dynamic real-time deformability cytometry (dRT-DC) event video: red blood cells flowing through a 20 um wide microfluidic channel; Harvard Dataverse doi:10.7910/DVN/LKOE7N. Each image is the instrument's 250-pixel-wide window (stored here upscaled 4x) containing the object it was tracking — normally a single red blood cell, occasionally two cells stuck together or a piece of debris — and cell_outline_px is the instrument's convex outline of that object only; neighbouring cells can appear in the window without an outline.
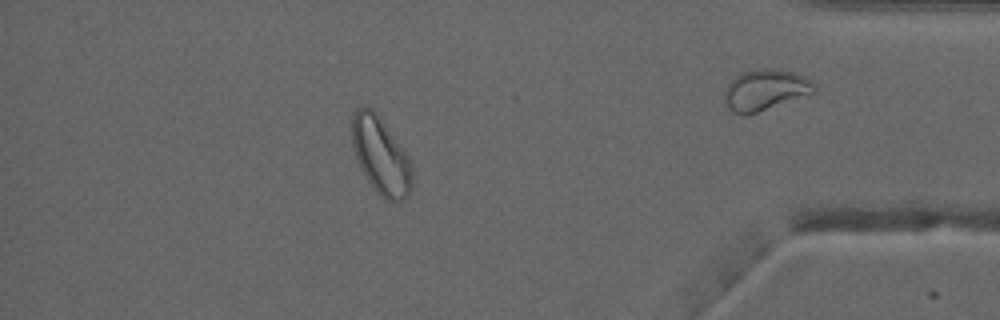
{"species": "common noctule bat (a hibernating species)", "species_latin": "Nyctalus noctula", "temperature_condition": "warm", "stored_images_in_passage": 47, "camera_frame_rate_fps": 3000, "um_per_image_px": 0.085, "animal": {"sex": "male", "forearm_length_mm": 52.5}, "frame": {"image": 1, "passage_image": 40, "time_ms": 13.0, "image_size_px": [1000, 320], "cell_outline_px": [[412, 188], [408, 196], [400, 200], [384, 200], [376, 192], [368, 180], [356, 156], [352, 144], [352, 116], [356, 108], [360, 104], [372, 108], [376, 112], [404, 152], [412, 164]], "centroid_in_image_um": [32.36, 13.22], "position_along_channel_um": 402.8, "area_um2": 26.59}, "authors_computed_cell_mechanics": {"area_um2": 25.8366, "velocity_mm_per_s": 4.0251, "shape_relaxation_time_tau1_ms": null, "shape_relaxation_time_tau2_ms": 1.9077, "deformation_change_tau1": null, "deformation_change_tau2": 0.0701}}